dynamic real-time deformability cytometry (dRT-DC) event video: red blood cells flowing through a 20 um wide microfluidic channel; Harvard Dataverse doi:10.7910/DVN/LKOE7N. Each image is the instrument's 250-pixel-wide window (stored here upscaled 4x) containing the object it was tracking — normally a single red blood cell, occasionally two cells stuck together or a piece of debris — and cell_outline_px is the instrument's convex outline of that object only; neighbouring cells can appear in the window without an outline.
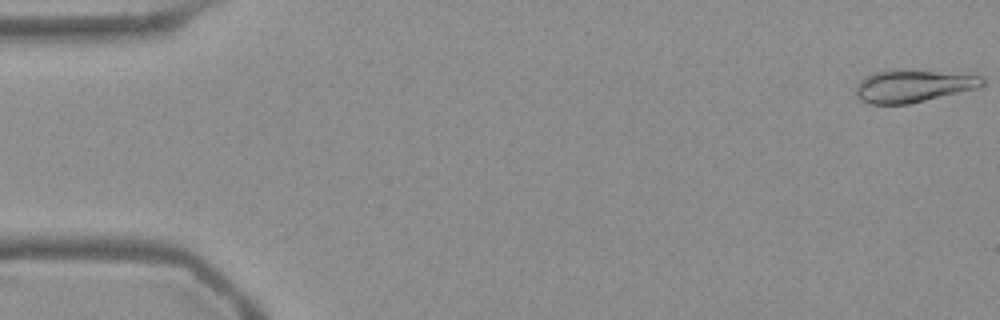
{"species": "Egyptian fruit bat (a non-hibernating species)", "species_latin": "Rousettus aegyptiacus", "temperature_condition": "warm", "stored_images_in_passage": 54, "camera_frame_rate_fps": 3000, "um_per_image_px": 0.085, "frame": {"image": 1, "passage_image": 1, "time_ms": 0.0, "image_size_px": [1000, 320], "cell_outline_px": [[984, 84], [980, 88], [908, 104], [868, 104], [860, 100], [856, 96], [856, 84], [864, 76], [872, 72], [896, 68], [984, 76]], "centroid_in_image_um": [77.58, 7.3], "position_along_channel_um": 7.4, "area_um2": 24.39}}
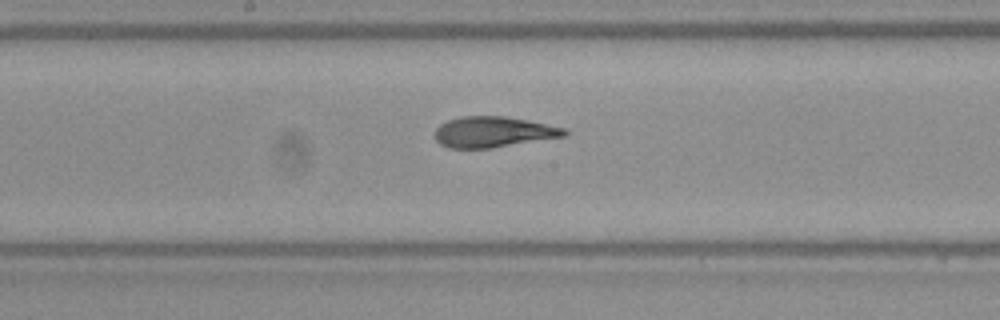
{"frame": {"image": 2, "passage_image": 28, "time_ms": 9.0, "image_size_px": [1000, 320], "cell_outline_px": [[568, 136], [492, 148], [448, 148], [440, 144], [432, 136], [436, 128], [440, 124], [448, 120], [460, 116], [504, 116], [528, 120], [564, 128], [568, 132]], "centroid_in_image_um": [41.91, 11.22], "position_along_channel_um": 206.3, "area_um2": 23.47}}
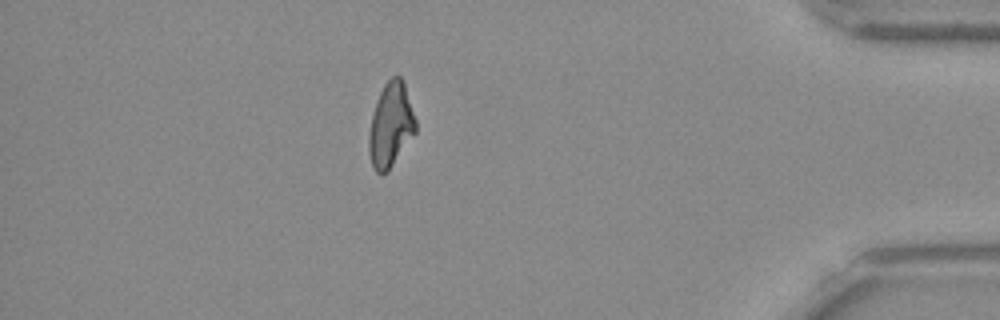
{"frame": {"image": 3, "passage_image": 47, "time_ms": 15.333, "image_size_px": [1000, 320], "cell_outline_px": [[416, 132], [388, 172], [376, 172], [372, 164], [368, 152], [368, 136], [372, 116], [380, 92], [384, 84], [392, 76], [400, 76], [404, 80], [416, 120]], "centroid_in_image_um": [33.22, 10.62], "position_along_channel_um": 402.0, "area_um2": 22.95}, "authors_computed_cell_mechanics": {"area_um2": 23.5535, "velocity_mm_per_s": 3.7836, "shape_relaxation_time_tau1_ms": 6.7424, "shape_relaxation_time_tau2_ms": 1.5595, "deformation_change_tau1": 0.2166, "deformation_change_tau2": 0.0729}}